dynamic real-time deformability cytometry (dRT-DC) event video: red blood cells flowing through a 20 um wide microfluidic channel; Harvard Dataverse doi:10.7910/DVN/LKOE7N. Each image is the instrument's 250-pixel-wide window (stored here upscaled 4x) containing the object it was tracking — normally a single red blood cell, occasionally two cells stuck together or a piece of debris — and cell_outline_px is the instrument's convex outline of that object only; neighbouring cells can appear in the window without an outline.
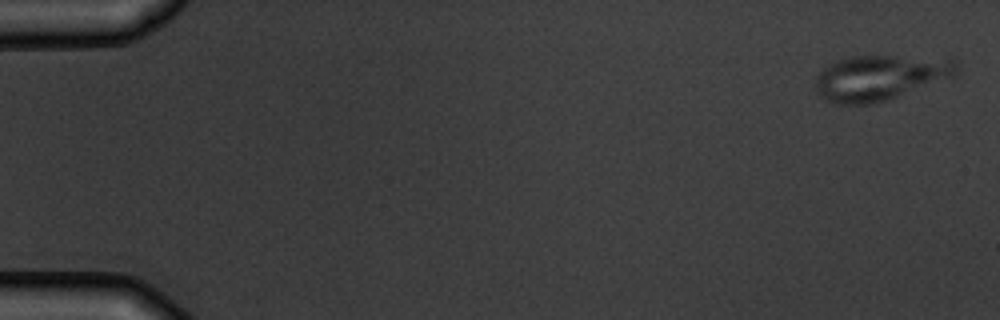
{"species": "common noctule bat (a hibernating species)", "species_latin": "Nyctalus noctula", "temperature_condition": "warm", "stored_images_in_passage": 5, "camera_frame_rate_fps": 3000, "um_per_image_px": 0.085, "animal": {"sex": "male", "body_mass_g": 19.5, "forearm_length_mm": 54.6}, "frame": {"image": 1, "passage_image": 1, "time_ms": 0.0, "image_size_px": [1000, 320], "cell_outline_px": [[956, 72], [952, 76], [888, 100], [872, 104], [832, 104], [816, 88], [816, 76], [828, 64], [836, 60], [852, 56], [892, 56], [956, 60]], "centroid_in_image_um": [74.74, 6.6], "position_along_channel_um": 10.3, "area_um2": 36.41}}